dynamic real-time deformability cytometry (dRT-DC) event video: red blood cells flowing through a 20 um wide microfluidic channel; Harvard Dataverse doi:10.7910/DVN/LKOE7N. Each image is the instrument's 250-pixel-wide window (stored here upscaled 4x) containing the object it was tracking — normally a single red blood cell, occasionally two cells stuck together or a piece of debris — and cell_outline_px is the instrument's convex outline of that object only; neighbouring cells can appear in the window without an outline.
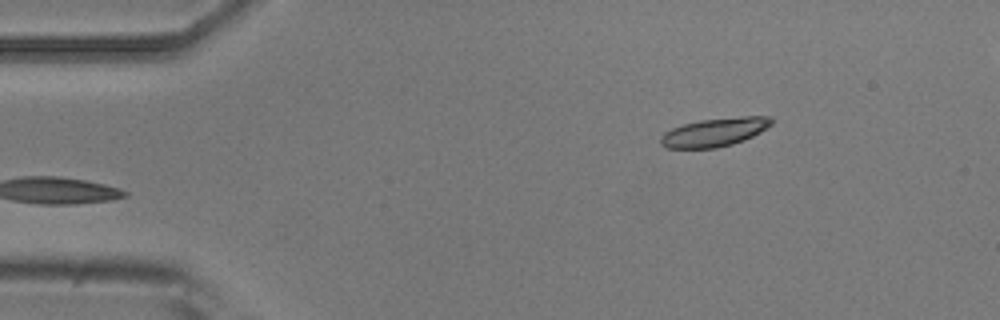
{"species": "common noctule bat (a hibernating species)", "species_latin": "Nyctalus noctula", "temperature_condition": "room temperature", "stored_images_in_passage": 3, "camera_frame_rate_fps": 3000, "um_per_image_px": 0.085, "animal": {"sex": "male", "body_mass_g": 20.5, "forearm_length_mm": 52.5}, "frame": {"image": 1, "passage_image": 3, "time_ms": 2.0, "image_size_px": [1000, 320], "cell_outline_px": [[776, 120], [772, 124], [760, 132], [744, 140], [732, 144], [716, 148], [664, 148], [660, 144], [660, 136], [664, 132], [672, 128], [684, 124], [700, 120], [744, 116], [772, 116]], "centroid_in_image_um": [60.75, 11.23], "position_along_channel_um": 24.3, "area_um2": 18.55}}